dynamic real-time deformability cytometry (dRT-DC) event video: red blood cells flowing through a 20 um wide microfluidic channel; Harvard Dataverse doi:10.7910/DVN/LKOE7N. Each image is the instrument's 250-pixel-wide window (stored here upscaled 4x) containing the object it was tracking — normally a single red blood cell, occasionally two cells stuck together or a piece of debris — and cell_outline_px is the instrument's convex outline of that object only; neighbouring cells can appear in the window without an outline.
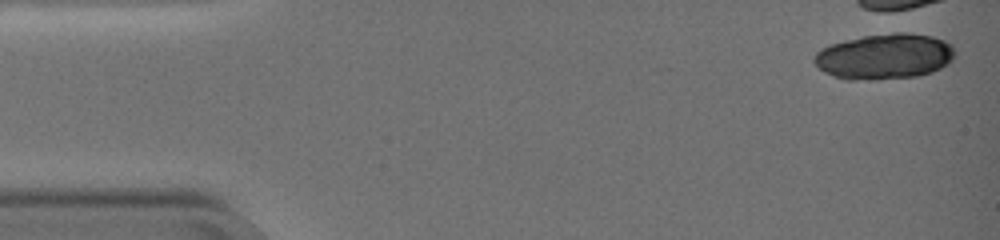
{"species": "common noctule bat (a hibernating species)", "species_latin": "Nyctalus noctula", "temperature_condition": "warm", "stored_images_in_passage": 2, "camera_frame_rate_fps": 3000, "um_per_image_px": 0.085, "animal": {"sex": "female", "body_mass_g": 19.0, "forearm_length_mm": 51.5}, "frame": {"image": 1, "passage_image": 1, "time_ms": 0.0, "image_size_px": [1000, 240], "cell_outline_px": [[956, 52], [952, 60], [948, 64], [932, 72], [920, 76], [876, 80], [844, 80], [824, 72], [812, 60], [816, 52], [820, 48], [844, 40], [864, 36], [892, 32], [908, 32], [932, 36], [944, 40], [952, 44], [956, 48]], "centroid_in_image_um": [75.21, 4.8], "position_along_channel_um": 9.8, "area_um2": 37.97}}